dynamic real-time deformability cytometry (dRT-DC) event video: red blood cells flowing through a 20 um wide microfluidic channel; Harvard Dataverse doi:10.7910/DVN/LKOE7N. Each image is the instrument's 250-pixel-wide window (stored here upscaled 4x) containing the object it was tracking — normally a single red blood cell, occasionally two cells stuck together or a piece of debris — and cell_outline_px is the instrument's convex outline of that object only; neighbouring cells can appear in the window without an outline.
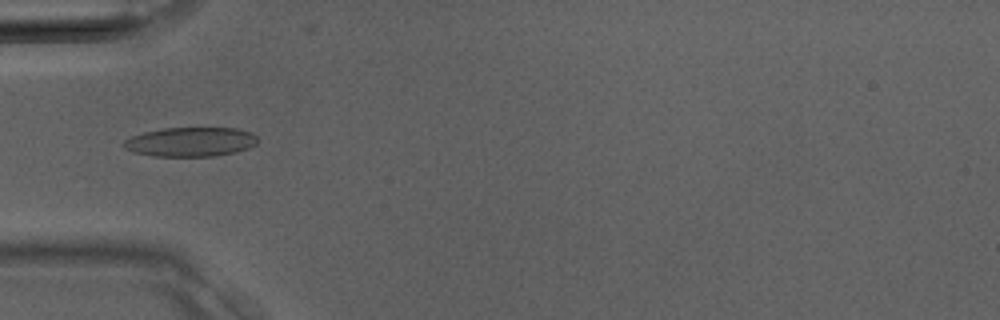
{"species": "Egyptian fruit bat (a non-hibernating species)", "species_latin": "Rousettus aegyptiacus", "temperature_condition": "room temperature", "stored_images_in_passage": 39, "camera_frame_rate_fps": 3000, "um_per_image_px": 0.085, "animal": {"sex": "male"}, "frame": {"image": 1, "passage_image": 13, "time_ms": 4.0, "image_size_px": [1000, 320], "cell_outline_px": [[256, 144], [248, 148], [236, 152], [216, 156], [156, 156], [132, 152], [124, 148], [124, 140], [132, 136], [144, 132], [164, 128], [236, 128], [252, 132], [256, 136]], "centroid_in_image_um": [16.2, 12.06], "position_along_channel_um": 68.8, "area_um2": 22.83}}
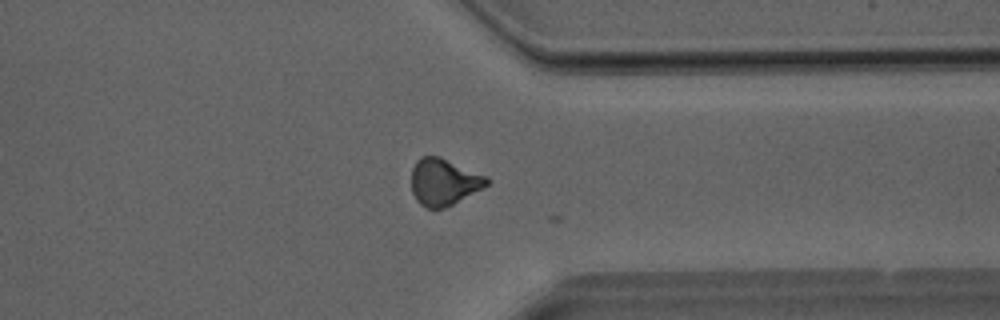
{"frame": {"image": 2, "passage_image": 30, "time_ms": 9.667, "image_size_px": [1000, 320], "cell_outline_px": [[488, 184], [484, 188], [444, 208], [424, 208], [416, 200], [412, 192], [412, 168], [416, 160], [420, 156], [440, 156], [488, 176]], "centroid_in_image_um": [37.72, 15.45], "position_along_channel_um": 373.7, "area_um2": 20.69}}
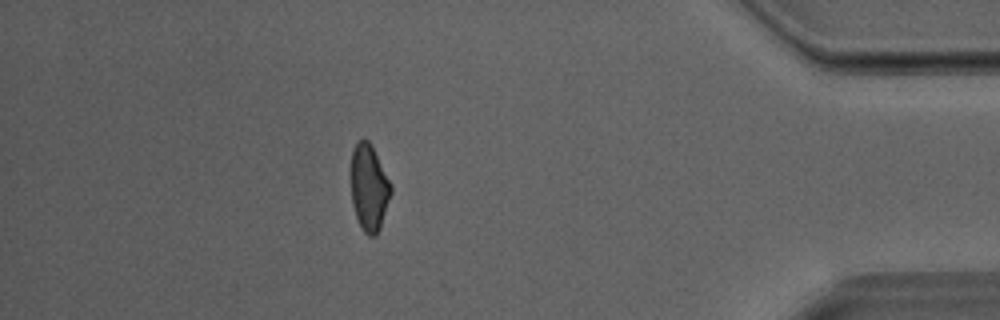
{"frame": {"image": 3, "passage_image": 34, "time_ms": 11.0, "image_size_px": [1000, 320], "cell_outline_px": [[392, 192], [380, 228], [376, 236], [368, 236], [364, 232], [356, 216], [352, 204], [352, 148], [356, 140], [368, 140], [372, 144], [392, 184]], "centroid_in_image_um": [31.39, 15.92], "position_along_channel_um": 403.8, "area_um2": 20.23}}